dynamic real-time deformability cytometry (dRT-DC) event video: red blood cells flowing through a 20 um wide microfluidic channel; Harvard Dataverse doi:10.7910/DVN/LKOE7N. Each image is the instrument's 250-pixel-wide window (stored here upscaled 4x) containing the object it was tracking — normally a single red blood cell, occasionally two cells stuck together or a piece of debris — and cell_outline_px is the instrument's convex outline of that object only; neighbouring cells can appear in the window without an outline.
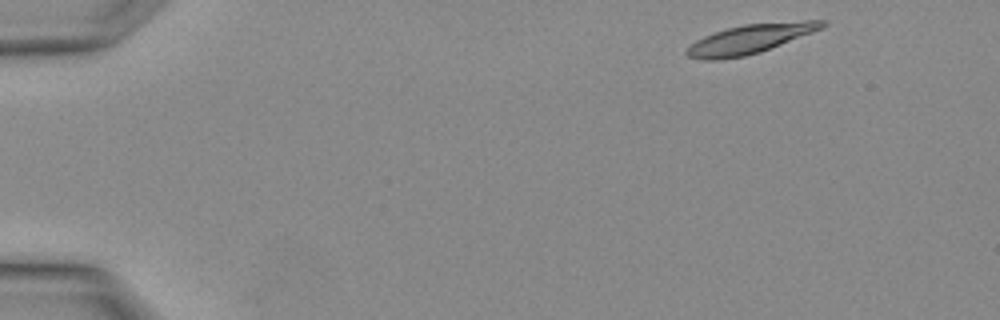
{"species": "Egyptian fruit bat (a non-hibernating species)", "species_latin": "Rousettus aegyptiacus", "temperature_condition": "warm", "stored_images_in_passage": 6, "segment_of_instrument_passage": [2, 2], "camera_frame_rate_fps": 3000, "um_per_image_px": 0.085, "animal": {"sex": "female"}, "frame": {"image": 1, "passage_image": 6, "time_ms": 1.667, "image_size_px": [1000, 320], "cell_outline_px": [[828, 24], [824, 28], [760, 52], [744, 56], [716, 60], [700, 60], [688, 56], [684, 52], [696, 40], [704, 36], [728, 28], [744, 24], [804, 20], [828, 20]], "centroid_in_image_um": [63.8, 3.3], "position_along_channel_um": 21.2, "area_um2": 23.0}}